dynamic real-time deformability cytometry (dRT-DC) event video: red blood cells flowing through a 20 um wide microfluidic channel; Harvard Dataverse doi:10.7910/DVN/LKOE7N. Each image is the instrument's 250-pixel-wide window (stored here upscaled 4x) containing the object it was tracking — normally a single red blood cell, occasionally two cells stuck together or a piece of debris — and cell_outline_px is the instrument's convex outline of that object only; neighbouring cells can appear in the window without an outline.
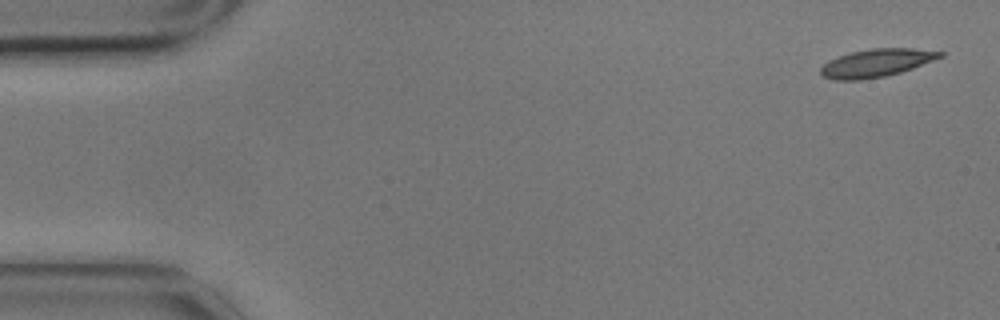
{"species": "common noctule bat (a hibernating species)", "species_latin": "Nyctalus noctula", "temperature_condition": "cold", "stored_images_in_passage": 3, "camera_frame_rate_fps": 3000, "um_per_image_px": 0.085, "animal": {"sex": "male", "body_mass_g": 17.9}, "frame": {"image": 1, "passage_image": 1, "time_ms": 0.0, "image_size_px": [1000, 320], "cell_outline_px": [[944, 56], [912, 68], [900, 72], [884, 76], [860, 80], [832, 80], [824, 76], [820, 72], [820, 68], [828, 60], [852, 52], [872, 48], [912, 48], [944, 52]], "centroid_in_image_um": [74.48, 5.35], "position_along_channel_um": 10.5, "area_um2": 19.25}}